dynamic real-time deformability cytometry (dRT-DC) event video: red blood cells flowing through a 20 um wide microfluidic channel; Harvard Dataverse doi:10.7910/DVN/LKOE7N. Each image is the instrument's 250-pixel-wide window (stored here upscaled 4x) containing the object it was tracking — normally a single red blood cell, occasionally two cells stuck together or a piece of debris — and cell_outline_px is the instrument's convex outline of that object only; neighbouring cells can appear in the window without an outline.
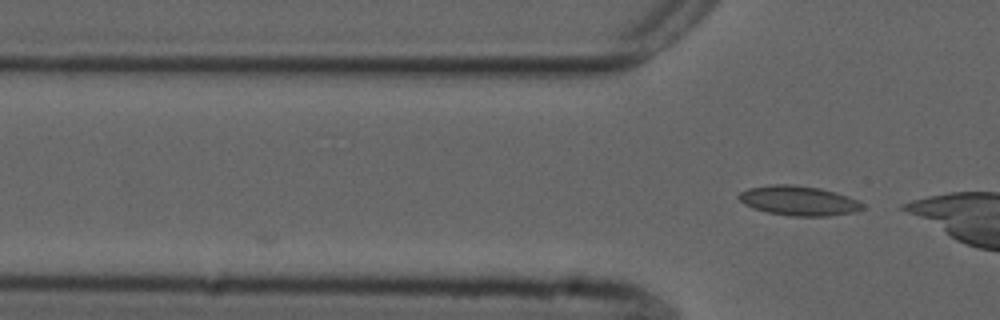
{"species": "common noctule bat (a hibernating species)", "species_latin": "Nyctalus noctula", "temperature_condition": "cold", "stored_images_in_passage": 6, "camera_frame_rate_fps": 3000, "um_per_image_px": 0.085, "animal": {"sex": "male", "forearm_length_mm": 52.5}, "frame": {"image": 1, "passage_image": 6, "time_ms": 1.667, "image_size_px": [1000, 320], "cell_outline_px": [[864, 208], [856, 212], [828, 216], [792, 216], [768, 212], [752, 208], [744, 204], [736, 196], [740, 192], [748, 188], [768, 184], [796, 184], [820, 188], [836, 192], [848, 196], [864, 204]], "centroid_in_image_um": [67.87, 17.05], "position_along_channel_um": 57.9, "area_um2": 21.62}}